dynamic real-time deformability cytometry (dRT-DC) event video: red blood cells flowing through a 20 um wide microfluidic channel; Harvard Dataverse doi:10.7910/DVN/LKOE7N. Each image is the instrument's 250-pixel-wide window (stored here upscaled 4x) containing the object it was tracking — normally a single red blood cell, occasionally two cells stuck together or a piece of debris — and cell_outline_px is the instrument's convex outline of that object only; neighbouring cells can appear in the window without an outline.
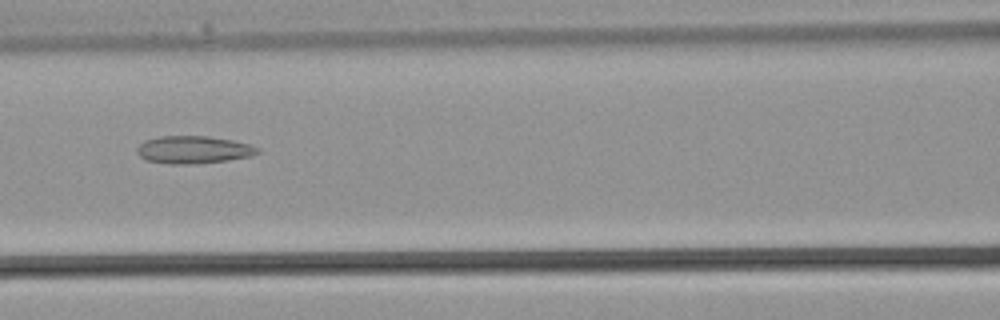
{"species": "common noctule bat (a hibernating species)", "species_latin": "Nyctalus noctula", "temperature_condition": "warm", "stored_images_in_passage": 35, "camera_frame_rate_fps": 3000, "um_per_image_px": 0.085, "animal": {"sex": "male", "body_mass_g": 21.5, "forearm_length_mm": 52.0}, "frame": {"image": 1, "passage_image": 15, "time_ms": 4.667, "image_size_px": [1000, 320], "cell_outline_px": [[260, 152], [252, 156], [228, 160], [196, 164], [168, 164], [148, 160], [140, 156], [136, 152], [136, 148], [144, 140], [160, 136], [208, 136], [232, 140], [248, 144], [260, 148]], "centroid_in_image_um": [16.45, 12.73], "position_along_channel_um": 150.2, "area_um2": 19.48}}
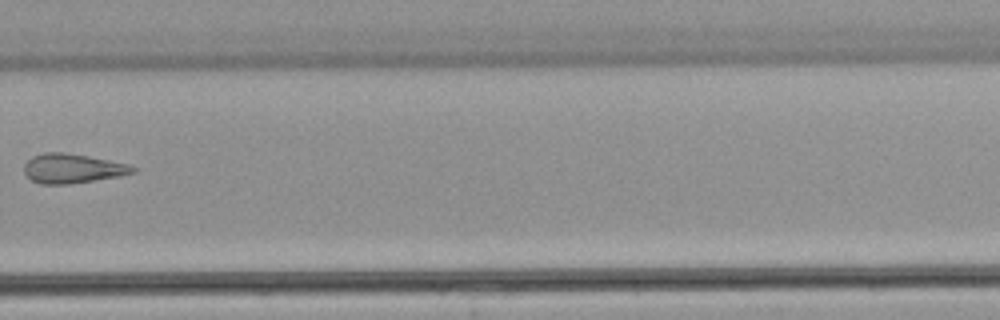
{"frame": {"image": 2, "passage_image": 24, "time_ms": 7.667, "image_size_px": [1000, 320], "cell_outline_px": [[140, 168], [136, 172], [120, 176], [68, 184], [40, 184], [32, 180], [24, 172], [24, 164], [32, 156], [44, 152], [64, 152], [88, 156], [128, 164]], "centroid_in_image_um": [6.18, 14.31], "position_along_channel_um": 323.6, "area_um2": 18.67}}
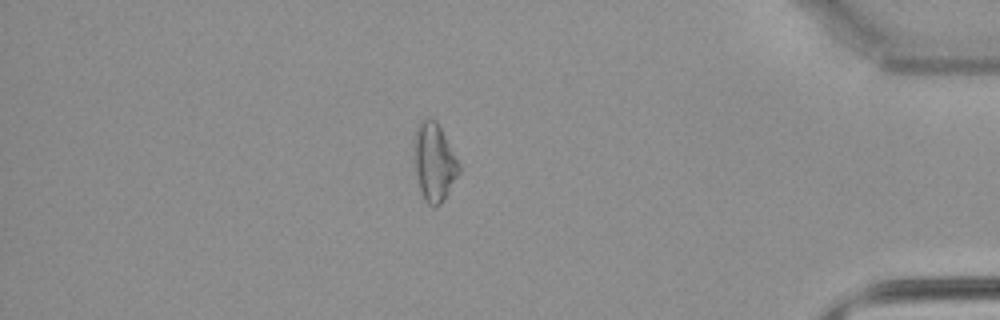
{"frame": {"image": 3, "passage_image": 30, "time_ms": 9.667, "image_size_px": [1000, 320], "cell_outline_px": [[460, 172], [444, 200], [436, 208], [432, 208], [424, 200], [420, 188], [416, 172], [416, 128], [428, 116], [436, 120], [460, 164]], "centroid_in_image_um": [36.95, 13.84], "position_along_channel_um": 398.3, "area_um2": 19.88}}